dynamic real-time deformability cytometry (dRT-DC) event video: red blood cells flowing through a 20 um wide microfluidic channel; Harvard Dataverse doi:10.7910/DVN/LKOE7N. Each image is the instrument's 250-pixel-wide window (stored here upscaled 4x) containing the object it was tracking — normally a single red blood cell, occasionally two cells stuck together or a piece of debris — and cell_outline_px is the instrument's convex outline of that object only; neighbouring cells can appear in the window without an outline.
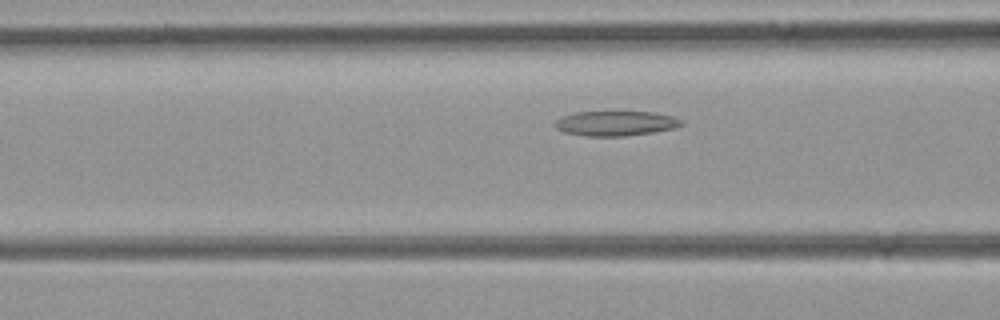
{"species": "common noctule bat (a hibernating species)", "species_latin": "Nyctalus noctula", "temperature_condition": "room temperature", "stored_images_in_passage": 37, "camera_frame_rate_fps": 3000, "um_per_image_px": 0.085, "animal": {"sex": "female", "body_mass_g": 21.9}, "frame": {"image": 1, "passage_image": 6, "time_ms": 1.667, "image_size_px": [1000, 320], "cell_outline_px": [[684, 124], [676, 128], [652, 132], [624, 136], [584, 136], [564, 132], [556, 128], [556, 120], [564, 116], [576, 112], [652, 112], [672, 116], [680, 120]], "centroid_in_image_um": [52.34, 10.49], "position_along_channel_um": 114.3, "area_um2": 18.09}}
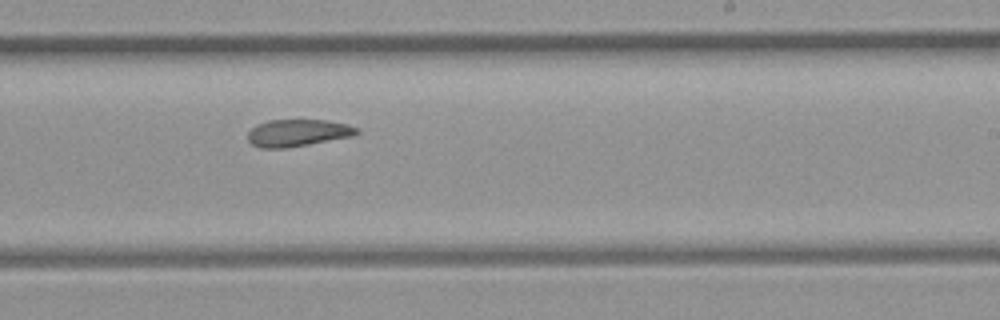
{"frame": {"image": 2, "passage_image": 17, "time_ms": 5.333, "image_size_px": [1000, 320], "cell_outline_px": [[360, 132], [352, 136], [288, 148], [260, 148], [252, 144], [248, 140], [248, 132], [256, 124], [268, 120], [324, 120], [348, 124], [356, 128]], "centroid_in_image_um": [25.28, 11.29], "position_along_channel_um": 263.7, "area_um2": 17.17}}
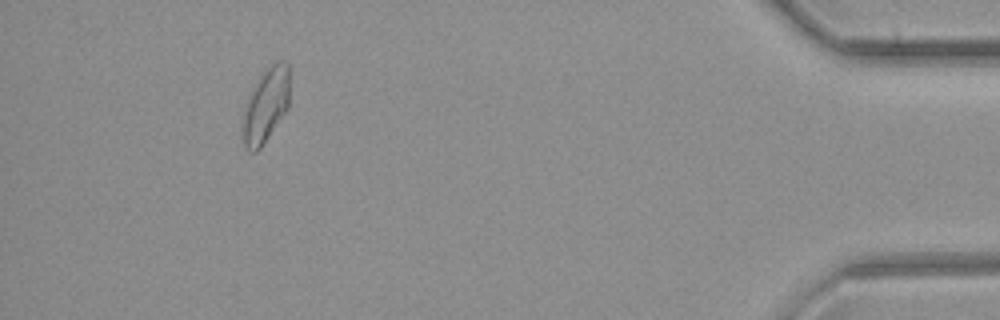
{"frame": {"image": 3, "passage_image": 33, "time_ms": 10.667, "image_size_px": [1000, 320], "cell_outline_px": [[288, 108], [260, 148], [256, 152], [248, 152], [244, 148], [240, 128], [248, 96], [252, 88], [264, 68], [268, 64], [276, 60], [288, 60]], "centroid_in_image_um": [22.55, 8.94], "position_along_channel_um": 412.6, "area_um2": 20.75}}